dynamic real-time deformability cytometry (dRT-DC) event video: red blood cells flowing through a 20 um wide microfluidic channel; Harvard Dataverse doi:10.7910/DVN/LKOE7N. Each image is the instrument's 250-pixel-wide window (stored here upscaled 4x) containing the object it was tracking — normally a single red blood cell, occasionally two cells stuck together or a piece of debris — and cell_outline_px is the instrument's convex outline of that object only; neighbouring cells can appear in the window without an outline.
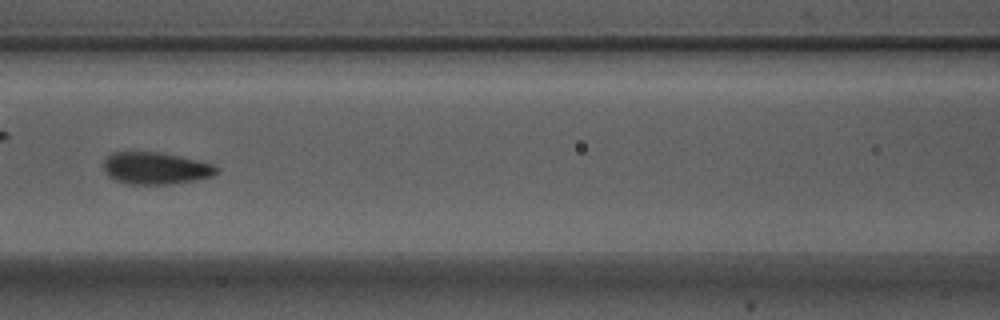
{"species": "Egyptian fruit bat (a non-hibernating species)", "species_latin": "Rousettus aegyptiacus", "temperature_condition": "warm", "stored_images_in_passage": 9, "camera_frame_rate_fps": 3000, "um_per_image_px": 0.085, "animal": {"sex": "male"}, "frame": {"image": 1, "passage_image": 7, "time_ms": 2.0, "image_size_px": [1000, 320], "cell_outline_px": [[220, 172], [212, 176], [172, 184], [128, 184], [116, 180], [108, 176], [104, 168], [104, 160], [112, 152], [160, 152], [180, 156], [212, 164], [220, 168]], "centroid_in_image_um": [13.24, 14.3], "position_along_channel_um": 153.4, "area_um2": 21.04}}
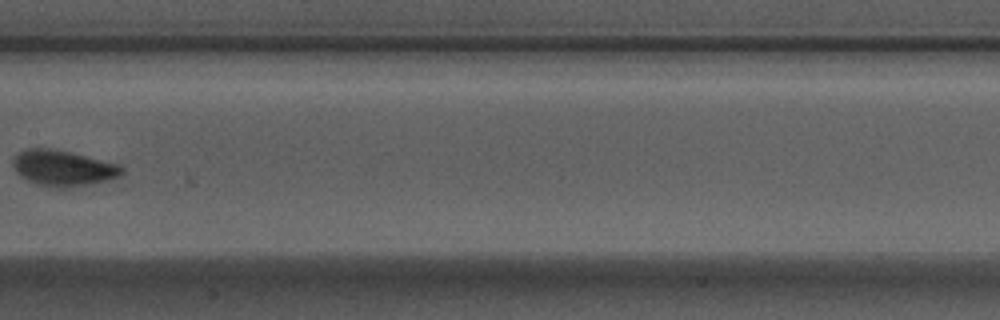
{"frame": {"image": 2, "passage_image": 8, "time_ms": 2.333, "image_size_px": [1000, 320], "cell_outline_px": [[124, 172], [120, 176], [108, 180], [88, 184], [64, 188], [52, 188], [36, 184], [20, 176], [16, 172], [12, 164], [12, 160], [20, 152], [28, 148], [48, 148], [68, 152], [120, 164], [124, 168]], "centroid_in_image_um": [5.36, 14.3], "position_along_channel_um": 202.0, "area_um2": 22.6}}
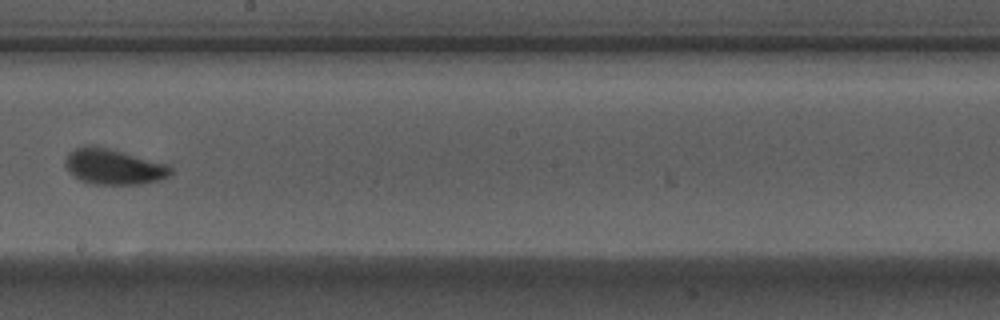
{"frame": {"image": 3, "passage_image": 9, "time_ms": 2.667, "image_size_px": [1000, 320], "cell_outline_px": [[172, 172], [168, 176], [160, 180], [140, 184], [92, 184], [80, 180], [68, 172], [64, 164], [68, 152], [84, 144], [92, 144], [108, 148], [168, 164], [172, 168]], "centroid_in_image_um": [9.62, 14.16], "position_along_channel_um": 238.6, "area_um2": 22.02}}